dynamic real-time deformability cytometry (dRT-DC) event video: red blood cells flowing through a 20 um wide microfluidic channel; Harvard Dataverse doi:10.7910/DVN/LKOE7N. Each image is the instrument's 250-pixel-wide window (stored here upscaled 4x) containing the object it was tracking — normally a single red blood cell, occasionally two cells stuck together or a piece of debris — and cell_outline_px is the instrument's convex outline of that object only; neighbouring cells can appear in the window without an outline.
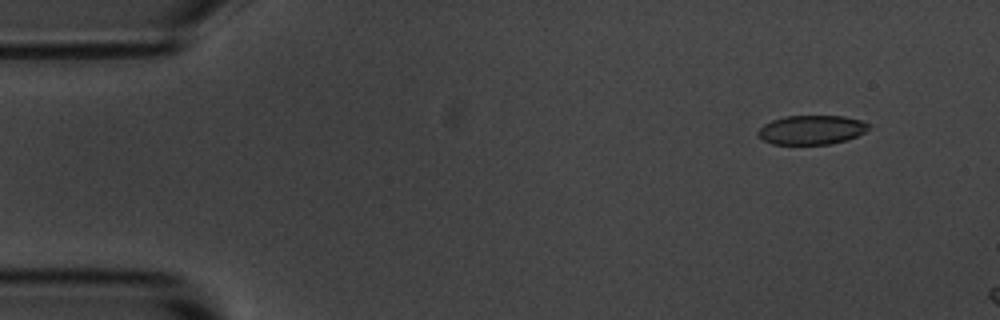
{"species": "common noctule bat (a hibernating species)", "species_latin": "Nyctalus noctula", "temperature_condition": "room temperature", "stored_images_in_passage": 4, "camera_frame_rate_fps": 3000, "um_per_image_px": 0.085, "animal": {"sex": "male", "body_mass_g": 20.1, "forearm_length_mm": 53.5}, "frame": {"image": 1, "passage_image": 2, "time_ms": 1.333, "image_size_px": [1000, 320], "cell_outline_px": [[872, 128], [856, 136], [844, 140], [828, 144], [772, 144], [764, 140], [756, 132], [764, 124], [772, 120], [784, 116], [844, 116], [860, 120], [872, 124]], "centroid_in_image_um": [69.0, 11.03], "position_along_channel_um": 16.0, "area_um2": 18.79}}